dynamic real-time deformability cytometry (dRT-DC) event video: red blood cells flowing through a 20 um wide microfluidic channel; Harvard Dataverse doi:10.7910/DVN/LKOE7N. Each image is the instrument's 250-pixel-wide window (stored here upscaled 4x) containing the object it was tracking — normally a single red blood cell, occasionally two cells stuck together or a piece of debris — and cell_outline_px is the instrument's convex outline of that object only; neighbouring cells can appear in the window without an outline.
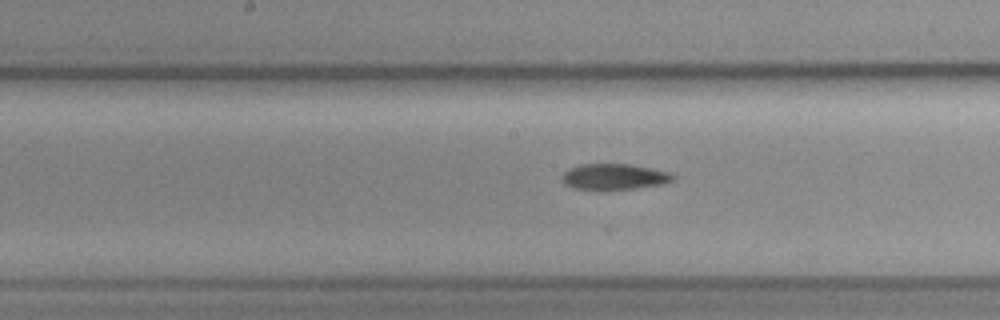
{"species": "common noctule bat (a hibernating species)", "species_latin": "Nyctalus noctula", "temperature_condition": "cold", "stored_images_in_passage": 10, "segment_of_instrument_passage": [2, 2], "camera_frame_rate_fps": 3000, "um_per_image_px": 0.085, "animal": {"sex": "female", "body_mass_g": 19.3, "forearm_length_mm": 54.1}, "frame": {"image": 1, "passage_image": 10, "time_ms": 3.0, "image_size_px": [1000, 320], "cell_outline_px": [[676, 176], [672, 180], [660, 184], [636, 188], [576, 188], [564, 184], [564, 172], [568, 168], [580, 164], [628, 164], [668, 172]], "centroid_in_image_um": [52.2, 14.99], "position_along_channel_um": 196.0, "area_um2": 16.01}}